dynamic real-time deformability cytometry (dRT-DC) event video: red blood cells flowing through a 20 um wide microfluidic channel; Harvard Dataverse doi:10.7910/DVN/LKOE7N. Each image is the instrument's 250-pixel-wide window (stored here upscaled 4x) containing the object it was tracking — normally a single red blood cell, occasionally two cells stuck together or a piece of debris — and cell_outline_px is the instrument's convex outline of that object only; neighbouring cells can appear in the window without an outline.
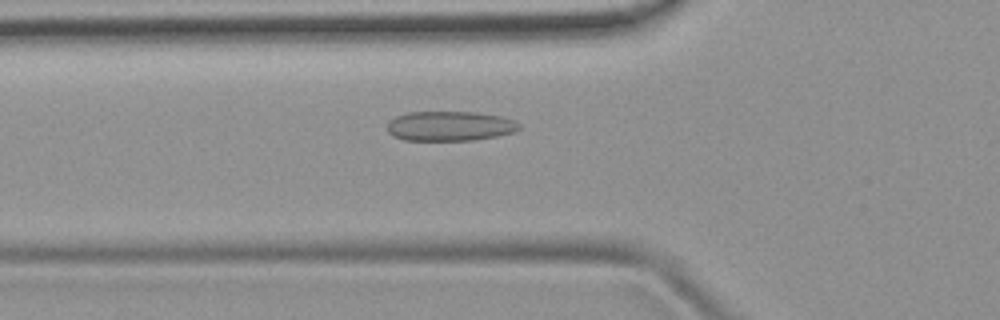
{"species": "common noctule bat (a hibernating species)", "species_latin": "Nyctalus noctula", "temperature_condition": "room temperature", "stored_images_in_passage": 38, "camera_frame_rate_fps": 3000, "um_per_image_px": 0.085, "animal": {"sex": "female", "body_mass_g": 19.9}, "frame": {"image": 1, "passage_image": 9, "time_ms": 2.667, "image_size_px": [1000, 320], "cell_outline_px": [[520, 128], [516, 132], [496, 136], [472, 140], [404, 140], [392, 136], [388, 132], [388, 120], [396, 116], [408, 112], [476, 112], [500, 116], [512, 120], [520, 124]], "centroid_in_image_um": [38.22, 10.71], "position_along_channel_um": 87.6, "area_um2": 22.89}}
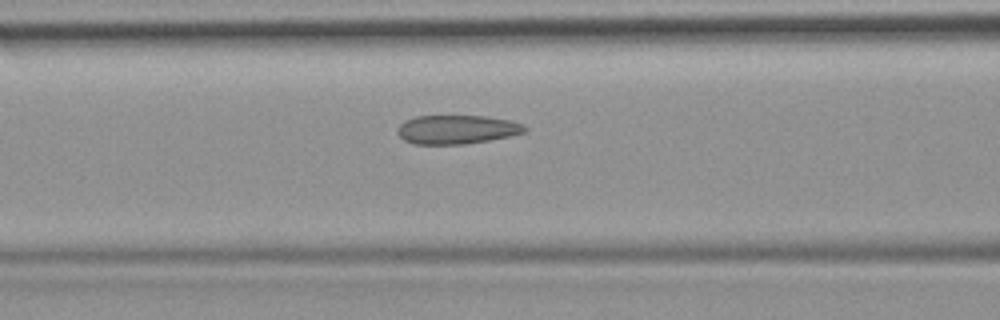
{"frame": {"image": 2, "passage_image": 12, "time_ms": 3.667, "image_size_px": [1000, 320], "cell_outline_px": [[528, 128], [524, 132], [508, 136], [488, 140], [464, 144], [412, 144], [404, 140], [396, 132], [400, 124], [404, 120], [416, 116], [484, 116], [508, 120], [524, 124]], "centroid_in_image_um": [38.79, 11.0], "position_along_channel_um": 127.8, "area_um2": 21.33}}
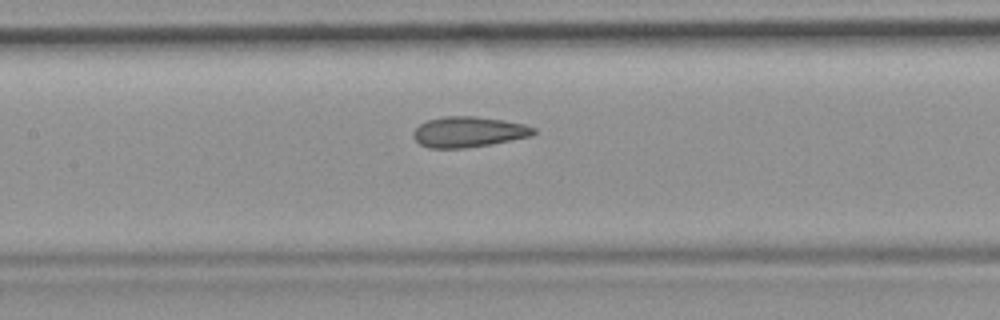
{"frame": {"image": 3, "passage_image": 15, "time_ms": 4.667, "image_size_px": [1000, 320], "cell_outline_px": [[536, 132], [532, 136], [488, 144], [464, 148], [428, 148], [420, 144], [412, 136], [412, 132], [420, 124], [428, 120], [444, 116], [476, 116], [504, 120], [524, 124], [536, 128]], "centroid_in_image_um": [39.81, 11.2], "position_along_channel_um": 167.6, "area_um2": 21.39}, "authors_computed_cell_mechanics": {"area_um2": 21.4149, "velocity_mm_per_s": 3.9781, "shape_relaxation_time_tau1_ms": null, "shape_relaxation_time_tau2_ms": 1.5745, "deformation_change_tau1": null, "deformation_change_tau2": 0.0856}}